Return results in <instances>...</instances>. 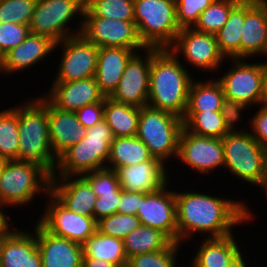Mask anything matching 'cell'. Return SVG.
<instances>
[{"instance_id": "cell-33", "label": "cell", "mask_w": 267, "mask_h": 267, "mask_svg": "<svg viewBox=\"0 0 267 267\" xmlns=\"http://www.w3.org/2000/svg\"><path fill=\"white\" fill-rule=\"evenodd\" d=\"M127 259L130 257L165 249L172 240L161 230L140 225L123 239Z\"/></svg>"}, {"instance_id": "cell-25", "label": "cell", "mask_w": 267, "mask_h": 267, "mask_svg": "<svg viewBox=\"0 0 267 267\" xmlns=\"http://www.w3.org/2000/svg\"><path fill=\"white\" fill-rule=\"evenodd\" d=\"M166 166L162 161H144L135 165L119 168V183L127 192H154L165 186L169 179Z\"/></svg>"}, {"instance_id": "cell-29", "label": "cell", "mask_w": 267, "mask_h": 267, "mask_svg": "<svg viewBox=\"0 0 267 267\" xmlns=\"http://www.w3.org/2000/svg\"><path fill=\"white\" fill-rule=\"evenodd\" d=\"M144 161H160L154 158L148 147L137 137H115L110 145L107 168L117 171L121 167Z\"/></svg>"}, {"instance_id": "cell-11", "label": "cell", "mask_w": 267, "mask_h": 267, "mask_svg": "<svg viewBox=\"0 0 267 267\" xmlns=\"http://www.w3.org/2000/svg\"><path fill=\"white\" fill-rule=\"evenodd\" d=\"M169 49L177 57L180 54L184 56L183 59L193 68L204 72H216L222 67L223 61H226L219 51L216 36L194 28L181 29Z\"/></svg>"}, {"instance_id": "cell-30", "label": "cell", "mask_w": 267, "mask_h": 267, "mask_svg": "<svg viewBox=\"0 0 267 267\" xmlns=\"http://www.w3.org/2000/svg\"><path fill=\"white\" fill-rule=\"evenodd\" d=\"M140 108L119 103L110 97L104 99L103 120L112 130L114 137L136 136Z\"/></svg>"}, {"instance_id": "cell-39", "label": "cell", "mask_w": 267, "mask_h": 267, "mask_svg": "<svg viewBox=\"0 0 267 267\" xmlns=\"http://www.w3.org/2000/svg\"><path fill=\"white\" fill-rule=\"evenodd\" d=\"M140 225L141 222L137 215L114 213L97 221V230L101 234L124 239Z\"/></svg>"}, {"instance_id": "cell-24", "label": "cell", "mask_w": 267, "mask_h": 267, "mask_svg": "<svg viewBox=\"0 0 267 267\" xmlns=\"http://www.w3.org/2000/svg\"><path fill=\"white\" fill-rule=\"evenodd\" d=\"M50 193L68 210L93 217L97 196L82 176L51 177Z\"/></svg>"}, {"instance_id": "cell-19", "label": "cell", "mask_w": 267, "mask_h": 267, "mask_svg": "<svg viewBox=\"0 0 267 267\" xmlns=\"http://www.w3.org/2000/svg\"><path fill=\"white\" fill-rule=\"evenodd\" d=\"M35 224L42 267H82V244L53 235L38 221Z\"/></svg>"}, {"instance_id": "cell-36", "label": "cell", "mask_w": 267, "mask_h": 267, "mask_svg": "<svg viewBox=\"0 0 267 267\" xmlns=\"http://www.w3.org/2000/svg\"><path fill=\"white\" fill-rule=\"evenodd\" d=\"M18 148V106H14L0 111V156L17 161Z\"/></svg>"}, {"instance_id": "cell-9", "label": "cell", "mask_w": 267, "mask_h": 267, "mask_svg": "<svg viewBox=\"0 0 267 267\" xmlns=\"http://www.w3.org/2000/svg\"><path fill=\"white\" fill-rule=\"evenodd\" d=\"M224 168L238 180L261 187L264 148L248 131L228 132L222 138Z\"/></svg>"}, {"instance_id": "cell-7", "label": "cell", "mask_w": 267, "mask_h": 267, "mask_svg": "<svg viewBox=\"0 0 267 267\" xmlns=\"http://www.w3.org/2000/svg\"><path fill=\"white\" fill-rule=\"evenodd\" d=\"M182 128V118L147 105L140 108L136 136L148 147L154 158L166 165L169 164V158L177 159Z\"/></svg>"}, {"instance_id": "cell-43", "label": "cell", "mask_w": 267, "mask_h": 267, "mask_svg": "<svg viewBox=\"0 0 267 267\" xmlns=\"http://www.w3.org/2000/svg\"><path fill=\"white\" fill-rule=\"evenodd\" d=\"M30 34L29 26L25 24L0 23V55L17 47Z\"/></svg>"}, {"instance_id": "cell-6", "label": "cell", "mask_w": 267, "mask_h": 267, "mask_svg": "<svg viewBox=\"0 0 267 267\" xmlns=\"http://www.w3.org/2000/svg\"><path fill=\"white\" fill-rule=\"evenodd\" d=\"M50 181L51 174L38 163L7 161L0 174V205H27L38 193H50Z\"/></svg>"}, {"instance_id": "cell-51", "label": "cell", "mask_w": 267, "mask_h": 267, "mask_svg": "<svg viewBox=\"0 0 267 267\" xmlns=\"http://www.w3.org/2000/svg\"><path fill=\"white\" fill-rule=\"evenodd\" d=\"M262 104H267V61L262 62Z\"/></svg>"}, {"instance_id": "cell-8", "label": "cell", "mask_w": 267, "mask_h": 267, "mask_svg": "<svg viewBox=\"0 0 267 267\" xmlns=\"http://www.w3.org/2000/svg\"><path fill=\"white\" fill-rule=\"evenodd\" d=\"M84 9L85 0H37L28 25L30 33L47 36L55 43L81 34ZM79 16L80 25L71 30L68 25Z\"/></svg>"}, {"instance_id": "cell-50", "label": "cell", "mask_w": 267, "mask_h": 267, "mask_svg": "<svg viewBox=\"0 0 267 267\" xmlns=\"http://www.w3.org/2000/svg\"><path fill=\"white\" fill-rule=\"evenodd\" d=\"M82 267H120L116 264L95 258H82Z\"/></svg>"}, {"instance_id": "cell-20", "label": "cell", "mask_w": 267, "mask_h": 267, "mask_svg": "<svg viewBox=\"0 0 267 267\" xmlns=\"http://www.w3.org/2000/svg\"><path fill=\"white\" fill-rule=\"evenodd\" d=\"M33 227L34 232L13 228L0 240V267H42Z\"/></svg>"}, {"instance_id": "cell-10", "label": "cell", "mask_w": 267, "mask_h": 267, "mask_svg": "<svg viewBox=\"0 0 267 267\" xmlns=\"http://www.w3.org/2000/svg\"><path fill=\"white\" fill-rule=\"evenodd\" d=\"M62 46L58 70L53 82H69L94 77L99 48L82 34L67 37L55 43L54 50Z\"/></svg>"}, {"instance_id": "cell-14", "label": "cell", "mask_w": 267, "mask_h": 267, "mask_svg": "<svg viewBox=\"0 0 267 267\" xmlns=\"http://www.w3.org/2000/svg\"><path fill=\"white\" fill-rule=\"evenodd\" d=\"M178 159L201 175H209L218 167L224 169L222 139L200 136L183 127L179 137L177 161Z\"/></svg>"}, {"instance_id": "cell-53", "label": "cell", "mask_w": 267, "mask_h": 267, "mask_svg": "<svg viewBox=\"0 0 267 267\" xmlns=\"http://www.w3.org/2000/svg\"><path fill=\"white\" fill-rule=\"evenodd\" d=\"M246 256L243 253H239L228 265L227 267H248L249 265L245 263ZM250 267V266H249Z\"/></svg>"}, {"instance_id": "cell-48", "label": "cell", "mask_w": 267, "mask_h": 267, "mask_svg": "<svg viewBox=\"0 0 267 267\" xmlns=\"http://www.w3.org/2000/svg\"><path fill=\"white\" fill-rule=\"evenodd\" d=\"M140 205L141 192H127L122 189L117 213L124 215H137Z\"/></svg>"}, {"instance_id": "cell-41", "label": "cell", "mask_w": 267, "mask_h": 267, "mask_svg": "<svg viewBox=\"0 0 267 267\" xmlns=\"http://www.w3.org/2000/svg\"><path fill=\"white\" fill-rule=\"evenodd\" d=\"M215 0H176L177 21L180 29L193 28L200 14Z\"/></svg>"}, {"instance_id": "cell-52", "label": "cell", "mask_w": 267, "mask_h": 267, "mask_svg": "<svg viewBox=\"0 0 267 267\" xmlns=\"http://www.w3.org/2000/svg\"><path fill=\"white\" fill-rule=\"evenodd\" d=\"M262 190L266 192L267 197V147L264 148Z\"/></svg>"}, {"instance_id": "cell-2", "label": "cell", "mask_w": 267, "mask_h": 267, "mask_svg": "<svg viewBox=\"0 0 267 267\" xmlns=\"http://www.w3.org/2000/svg\"><path fill=\"white\" fill-rule=\"evenodd\" d=\"M185 67L169 48H151L148 106L183 119L194 80Z\"/></svg>"}, {"instance_id": "cell-4", "label": "cell", "mask_w": 267, "mask_h": 267, "mask_svg": "<svg viewBox=\"0 0 267 267\" xmlns=\"http://www.w3.org/2000/svg\"><path fill=\"white\" fill-rule=\"evenodd\" d=\"M114 138L104 120L87 128L86 136L58 158L51 177L81 176L107 167L110 145Z\"/></svg>"}, {"instance_id": "cell-34", "label": "cell", "mask_w": 267, "mask_h": 267, "mask_svg": "<svg viewBox=\"0 0 267 267\" xmlns=\"http://www.w3.org/2000/svg\"><path fill=\"white\" fill-rule=\"evenodd\" d=\"M183 127L194 134L223 138L228 133L221 111H186Z\"/></svg>"}, {"instance_id": "cell-37", "label": "cell", "mask_w": 267, "mask_h": 267, "mask_svg": "<svg viewBox=\"0 0 267 267\" xmlns=\"http://www.w3.org/2000/svg\"><path fill=\"white\" fill-rule=\"evenodd\" d=\"M240 0H215L206 10H204L194 25V29L216 35L217 32L227 22L231 9Z\"/></svg>"}, {"instance_id": "cell-35", "label": "cell", "mask_w": 267, "mask_h": 267, "mask_svg": "<svg viewBox=\"0 0 267 267\" xmlns=\"http://www.w3.org/2000/svg\"><path fill=\"white\" fill-rule=\"evenodd\" d=\"M83 17L135 22L134 0H85Z\"/></svg>"}, {"instance_id": "cell-26", "label": "cell", "mask_w": 267, "mask_h": 267, "mask_svg": "<svg viewBox=\"0 0 267 267\" xmlns=\"http://www.w3.org/2000/svg\"><path fill=\"white\" fill-rule=\"evenodd\" d=\"M141 50H131L123 47L99 48L95 80L100 91L109 97L117 85L130 58Z\"/></svg>"}, {"instance_id": "cell-15", "label": "cell", "mask_w": 267, "mask_h": 267, "mask_svg": "<svg viewBox=\"0 0 267 267\" xmlns=\"http://www.w3.org/2000/svg\"><path fill=\"white\" fill-rule=\"evenodd\" d=\"M81 34L98 48L123 47L144 50L135 22L107 19L103 17H83Z\"/></svg>"}, {"instance_id": "cell-47", "label": "cell", "mask_w": 267, "mask_h": 267, "mask_svg": "<svg viewBox=\"0 0 267 267\" xmlns=\"http://www.w3.org/2000/svg\"><path fill=\"white\" fill-rule=\"evenodd\" d=\"M78 121L84 128H91L104 118V100L83 106L75 112Z\"/></svg>"}, {"instance_id": "cell-31", "label": "cell", "mask_w": 267, "mask_h": 267, "mask_svg": "<svg viewBox=\"0 0 267 267\" xmlns=\"http://www.w3.org/2000/svg\"><path fill=\"white\" fill-rule=\"evenodd\" d=\"M83 257L101 259L125 267L128 264L123 239L101 234L96 230L83 244Z\"/></svg>"}, {"instance_id": "cell-3", "label": "cell", "mask_w": 267, "mask_h": 267, "mask_svg": "<svg viewBox=\"0 0 267 267\" xmlns=\"http://www.w3.org/2000/svg\"><path fill=\"white\" fill-rule=\"evenodd\" d=\"M25 99L18 104L17 160L38 163L52 175L58 159L52 153L47 105L38 96Z\"/></svg>"}, {"instance_id": "cell-18", "label": "cell", "mask_w": 267, "mask_h": 267, "mask_svg": "<svg viewBox=\"0 0 267 267\" xmlns=\"http://www.w3.org/2000/svg\"><path fill=\"white\" fill-rule=\"evenodd\" d=\"M44 96L58 109L70 112L102 102L106 98L100 91L95 77L69 82H52L49 92L47 91Z\"/></svg>"}, {"instance_id": "cell-1", "label": "cell", "mask_w": 267, "mask_h": 267, "mask_svg": "<svg viewBox=\"0 0 267 267\" xmlns=\"http://www.w3.org/2000/svg\"><path fill=\"white\" fill-rule=\"evenodd\" d=\"M205 193L175 190L178 243L190 241L197 232L205 233L206 238L225 237L233 234L235 226L253 219L249 206L241 200Z\"/></svg>"}, {"instance_id": "cell-42", "label": "cell", "mask_w": 267, "mask_h": 267, "mask_svg": "<svg viewBox=\"0 0 267 267\" xmlns=\"http://www.w3.org/2000/svg\"><path fill=\"white\" fill-rule=\"evenodd\" d=\"M81 176L90 184L94 193L122 192L118 174L113 169L105 167Z\"/></svg>"}, {"instance_id": "cell-21", "label": "cell", "mask_w": 267, "mask_h": 267, "mask_svg": "<svg viewBox=\"0 0 267 267\" xmlns=\"http://www.w3.org/2000/svg\"><path fill=\"white\" fill-rule=\"evenodd\" d=\"M39 98L47 105L52 153L58 159L86 136V128L82 127L75 112L58 109L44 95Z\"/></svg>"}, {"instance_id": "cell-32", "label": "cell", "mask_w": 267, "mask_h": 267, "mask_svg": "<svg viewBox=\"0 0 267 267\" xmlns=\"http://www.w3.org/2000/svg\"><path fill=\"white\" fill-rule=\"evenodd\" d=\"M205 81H192L186 111H221L225 98L221 83L213 77ZM213 78V79H212Z\"/></svg>"}, {"instance_id": "cell-17", "label": "cell", "mask_w": 267, "mask_h": 267, "mask_svg": "<svg viewBox=\"0 0 267 267\" xmlns=\"http://www.w3.org/2000/svg\"><path fill=\"white\" fill-rule=\"evenodd\" d=\"M168 187L170 188L167 183L154 192H141L137 216L141 225L159 229L178 243L175 191Z\"/></svg>"}, {"instance_id": "cell-49", "label": "cell", "mask_w": 267, "mask_h": 267, "mask_svg": "<svg viewBox=\"0 0 267 267\" xmlns=\"http://www.w3.org/2000/svg\"><path fill=\"white\" fill-rule=\"evenodd\" d=\"M5 208H6L5 206L0 205V240L3 239L11 231V229H13L9 224L11 222L9 220L12 218L10 217L9 214L6 215L4 213Z\"/></svg>"}, {"instance_id": "cell-45", "label": "cell", "mask_w": 267, "mask_h": 267, "mask_svg": "<svg viewBox=\"0 0 267 267\" xmlns=\"http://www.w3.org/2000/svg\"><path fill=\"white\" fill-rule=\"evenodd\" d=\"M97 196L94 204L93 217L96 221L110 216L118 211L121 192L95 193Z\"/></svg>"}, {"instance_id": "cell-27", "label": "cell", "mask_w": 267, "mask_h": 267, "mask_svg": "<svg viewBox=\"0 0 267 267\" xmlns=\"http://www.w3.org/2000/svg\"><path fill=\"white\" fill-rule=\"evenodd\" d=\"M234 234L221 238H203L192 258L191 267H227L240 253Z\"/></svg>"}, {"instance_id": "cell-44", "label": "cell", "mask_w": 267, "mask_h": 267, "mask_svg": "<svg viewBox=\"0 0 267 267\" xmlns=\"http://www.w3.org/2000/svg\"><path fill=\"white\" fill-rule=\"evenodd\" d=\"M249 109V106L246 104L235 101L233 99H229L227 97L224 98L221 107V115L224 118V123L226 125V129L228 132H242L247 131L245 128L240 129L237 126L238 122H241L242 113Z\"/></svg>"}, {"instance_id": "cell-5", "label": "cell", "mask_w": 267, "mask_h": 267, "mask_svg": "<svg viewBox=\"0 0 267 267\" xmlns=\"http://www.w3.org/2000/svg\"><path fill=\"white\" fill-rule=\"evenodd\" d=\"M134 16L146 48H169L181 31L173 0H134Z\"/></svg>"}, {"instance_id": "cell-22", "label": "cell", "mask_w": 267, "mask_h": 267, "mask_svg": "<svg viewBox=\"0 0 267 267\" xmlns=\"http://www.w3.org/2000/svg\"><path fill=\"white\" fill-rule=\"evenodd\" d=\"M241 59L267 56V0H246Z\"/></svg>"}, {"instance_id": "cell-16", "label": "cell", "mask_w": 267, "mask_h": 267, "mask_svg": "<svg viewBox=\"0 0 267 267\" xmlns=\"http://www.w3.org/2000/svg\"><path fill=\"white\" fill-rule=\"evenodd\" d=\"M141 52H136L127 62L119 84L109 96L119 103L138 108L147 106L148 103L151 67V48H145Z\"/></svg>"}, {"instance_id": "cell-38", "label": "cell", "mask_w": 267, "mask_h": 267, "mask_svg": "<svg viewBox=\"0 0 267 267\" xmlns=\"http://www.w3.org/2000/svg\"><path fill=\"white\" fill-rule=\"evenodd\" d=\"M181 245L172 241L160 251L134 255L128 259L127 267H178L177 253Z\"/></svg>"}, {"instance_id": "cell-13", "label": "cell", "mask_w": 267, "mask_h": 267, "mask_svg": "<svg viewBox=\"0 0 267 267\" xmlns=\"http://www.w3.org/2000/svg\"><path fill=\"white\" fill-rule=\"evenodd\" d=\"M230 69L216 79L221 83L225 97L257 107L262 104V63L231 59ZM253 105V106H252Z\"/></svg>"}, {"instance_id": "cell-28", "label": "cell", "mask_w": 267, "mask_h": 267, "mask_svg": "<svg viewBox=\"0 0 267 267\" xmlns=\"http://www.w3.org/2000/svg\"><path fill=\"white\" fill-rule=\"evenodd\" d=\"M246 17V0H240L230 11L227 22L217 32L216 41L225 59H241V37Z\"/></svg>"}, {"instance_id": "cell-23", "label": "cell", "mask_w": 267, "mask_h": 267, "mask_svg": "<svg viewBox=\"0 0 267 267\" xmlns=\"http://www.w3.org/2000/svg\"><path fill=\"white\" fill-rule=\"evenodd\" d=\"M54 47L55 42L49 37L30 33L22 43L2 56L0 74L7 76L29 70L52 54Z\"/></svg>"}, {"instance_id": "cell-12", "label": "cell", "mask_w": 267, "mask_h": 267, "mask_svg": "<svg viewBox=\"0 0 267 267\" xmlns=\"http://www.w3.org/2000/svg\"><path fill=\"white\" fill-rule=\"evenodd\" d=\"M37 221L53 235L83 244L96 230L94 217H86L68 210L51 193ZM41 216V217H40Z\"/></svg>"}, {"instance_id": "cell-46", "label": "cell", "mask_w": 267, "mask_h": 267, "mask_svg": "<svg viewBox=\"0 0 267 267\" xmlns=\"http://www.w3.org/2000/svg\"><path fill=\"white\" fill-rule=\"evenodd\" d=\"M248 121L251 135L263 147H267V104H261L258 111Z\"/></svg>"}, {"instance_id": "cell-40", "label": "cell", "mask_w": 267, "mask_h": 267, "mask_svg": "<svg viewBox=\"0 0 267 267\" xmlns=\"http://www.w3.org/2000/svg\"><path fill=\"white\" fill-rule=\"evenodd\" d=\"M37 0H0V23L29 25Z\"/></svg>"}, {"instance_id": "cell-54", "label": "cell", "mask_w": 267, "mask_h": 267, "mask_svg": "<svg viewBox=\"0 0 267 267\" xmlns=\"http://www.w3.org/2000/svg\"><path fill=\"white\" fill-rule=\"evenodd\" d=\"M6 163H7V161L0 156V174L3 171V168H4Z\"/></svg>"}]
</instances>
